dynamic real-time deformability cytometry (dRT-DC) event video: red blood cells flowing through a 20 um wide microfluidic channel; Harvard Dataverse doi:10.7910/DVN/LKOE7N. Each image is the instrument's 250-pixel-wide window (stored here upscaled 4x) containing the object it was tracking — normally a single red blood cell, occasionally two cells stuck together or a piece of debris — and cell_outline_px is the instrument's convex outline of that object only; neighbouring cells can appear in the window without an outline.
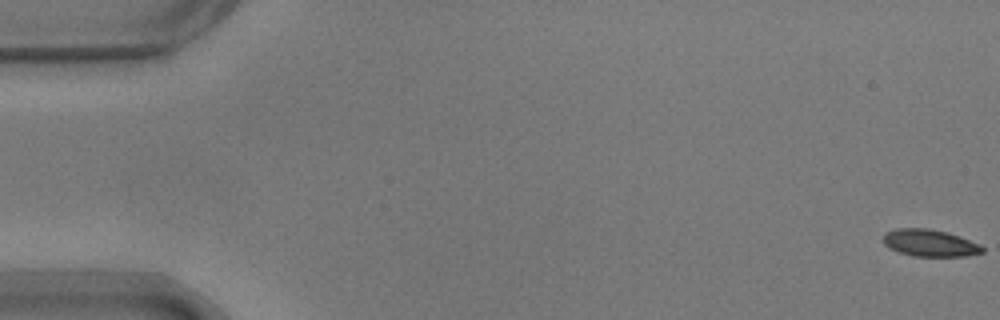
{"species": "common noctule bat (a hibernating species)", "species_latin": "Nyctalus noctula", "temperature_condition": "warm", "stored_images_in_passage": 55, "camera_frame_rate_fps": 3000, "um_per_image_px": 0.085, "animal": {"sex": "male", "body_mass_g": 17.9}, "frame": {"image": 1, "passage_image": 1, "time_ms": 0.0, "image_size_px": [1000, 320], "cell_outline_px": [[984, 252], [968, 256], [916, 256], [900, 252], [888, 248], [884, 244], [884, 232], [896, 228], [928, 228], [948, 232], [960, 236], [980, 244], [984, 248]], "centroid_in_image_um": [79.05, 20.64], "position_along_channel_um": 5.9, "area_um2": 15.72}}
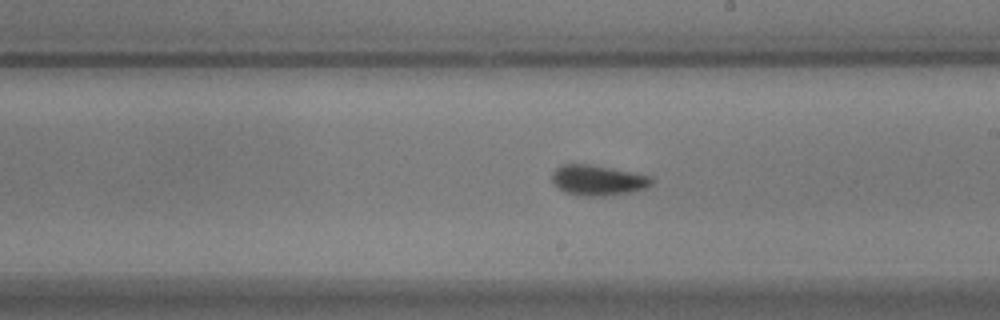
{"frame": {"image": 2, "passage_image": 32, "time_ms": 10.333, "image_size_px": [1000, 320], "cell_outline_px": [[652, 184], [644, 188], [628, 192], [604, 196], [580, 196], [564, 192], [552, 180], [552, 172], [560, 164], [592, 164], [652, 176]], "centroid_in_image_um": [50.79, 15.31], "position_along_channel_um": 238.2, "area_um2": 17.57}}
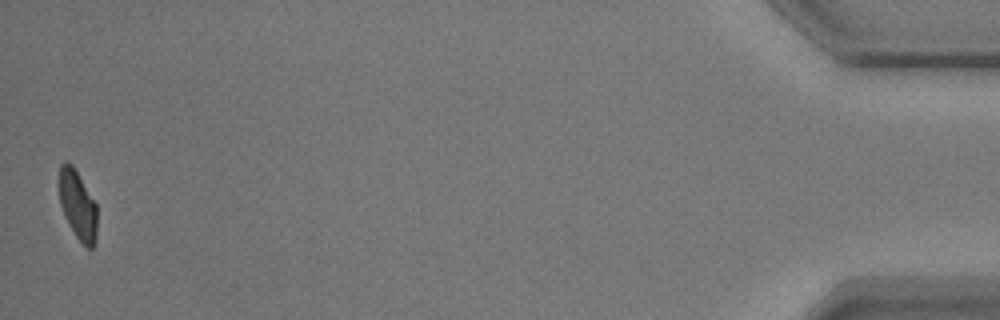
{"frame": {"image": 3, "passage_image": 55, "time_ms": 18.0, "image_size_px": [1000, 320], "cell_outline_px": [[96, 240], [92, 248], [88, 248], [76, 236], [64, 216], [60, 204], [60, 164], [64, 160], [72, 164], [96, 204]], "centroid_in_image_um": [6.6, 17.42], "position_along_channel_um": 428.6, "area_um2": 14.91}, "authors_computed_cell_mechanics": {"area_um2": 16.5308, "velocity_mm_per_s": 3.6949, "shape_relaxation_time_tau1_ms": 3.1479, "shape_relaxation_time_tau2_ms": 1.1227, "deformation_change_tau1": 0.1241, "deformation_change_tau2": 0.0543}}